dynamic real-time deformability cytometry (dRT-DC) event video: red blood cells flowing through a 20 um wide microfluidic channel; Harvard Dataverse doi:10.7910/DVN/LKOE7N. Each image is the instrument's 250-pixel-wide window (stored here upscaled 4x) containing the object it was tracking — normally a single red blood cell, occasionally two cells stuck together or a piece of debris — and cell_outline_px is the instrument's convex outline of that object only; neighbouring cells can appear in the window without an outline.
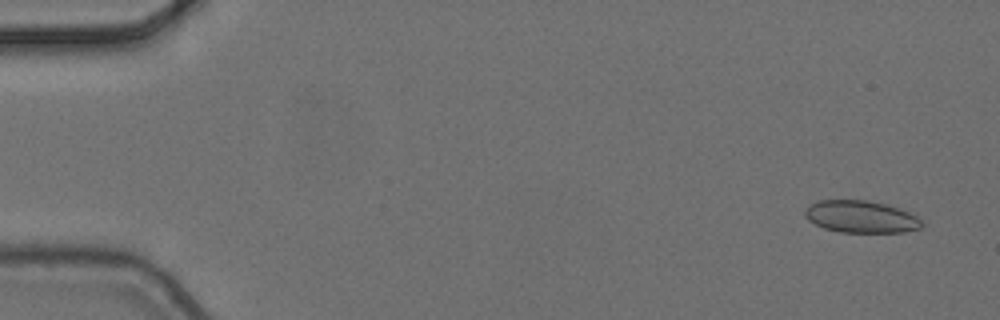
{"species": "common noctule bat (a hibernating species)", "species_latin": "Nyctalus noctula", "temperature_condition": "cold", "stored_images_in_passage": 5, "camera_frame_rate_fps": 3000, "um_per_image_px": 0.085, "animal": {"sex": "female", "body_mass_g": 24.6, "forearm_length_mm": 56.2}, "frame": {"image": 1, "passage_image": 1, "time_ms": 0.0, "image_size_px": [1000, 320], "cell_outline_px": [[924, 224], [920, 228], [904, 232], [840, 232], [824, 228], [808, 220], [804, 216], [804, 212], [808, 204], [820, 200], [864, 200], [884, 204], [900, 208], [916, 216]], "centroid_in_image_um": [73.15, 18.42], "position_along_channel_um": 11.8, "area_um2": 21.85}}
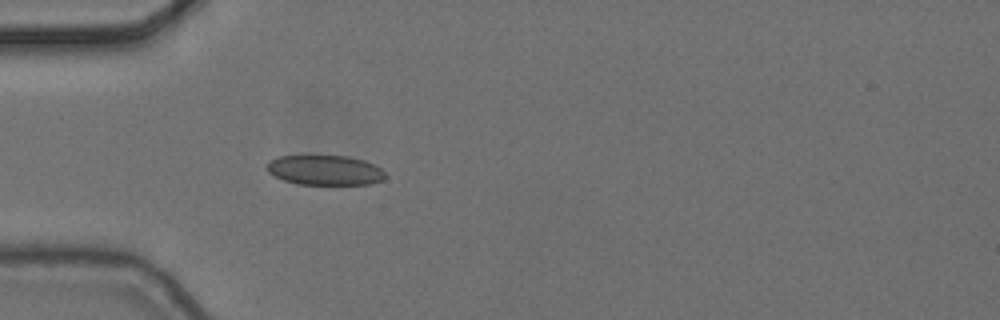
{"frame": {"image": 2, "passage_image": 5, "time_ms": 1.333, "image_size_px": [1000, 320], "cell_outline_px": [[388, 176], [384, 180], [372, 184], [296, 184], [284, 180], [268, 172], [264, 168], [272, 160], [280, 156], [348, 156], [364, 160], [376, 164]], "centroid_in_image_um": [27.68, 14.47], "position_along_channel_um": 57.3, "area_um2": 20.69}}